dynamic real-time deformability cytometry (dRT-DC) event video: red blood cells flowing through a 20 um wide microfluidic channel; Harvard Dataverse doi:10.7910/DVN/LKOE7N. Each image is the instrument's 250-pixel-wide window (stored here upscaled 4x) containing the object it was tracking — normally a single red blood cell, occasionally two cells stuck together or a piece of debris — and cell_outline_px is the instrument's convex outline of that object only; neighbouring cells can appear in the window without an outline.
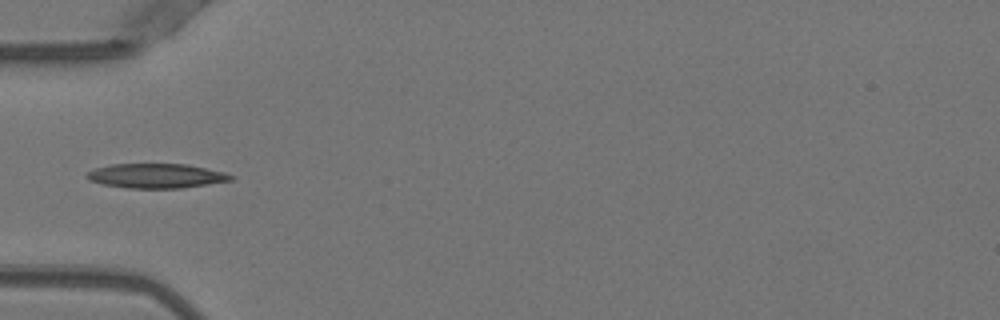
{"species": "Egyptian fruit bat (a non-hibernating species)", "species_latin": "Rousettus aegyptiacus", "temperature_condition": "warm", "stored_images_in_passage": 35, "camera_frame_rate_fps": 3000, "um_per_image_px": 0.085, "animal": {"sex": "female"}, "frame": {"image": 1, "passage_image": 1, "time_ms": 0.0, "image_size_px": [1000, 320], "cell_outline_px": [[236, 176], [232, 180], [208, 184], [180, 188], [128, 188], [104, 184], [88, 180], [84, 176], [88, 172], [96, 168], [112, 164], [188, 164], [224, 172]], "centroid_in_image_um": [13.29, 14.94], "position_along_channel_um": 71.7, "area_um2": 20.52}}
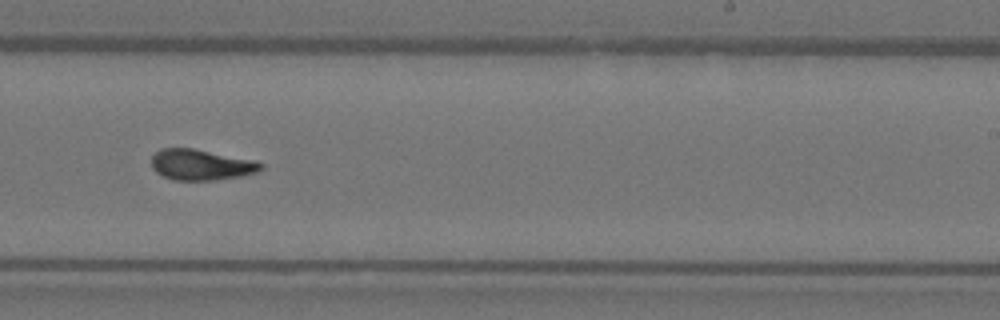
{"frame": {"image": 2, "passage_image": 16, "time_ms": 5.0, "image_size_px": [1000, 320], "cell_outline_px": [[264, 168], [260, 172], [240, 176], [216, 180], [172, 180], [156, 172], [152, 168], [152, 156], [160, 148], [192, 148], [256, 160], [264, 164]], "centroid_in_image_um": [17.13, 14.0], "position_along_channel_um": 271.9, "area_um2": 19.83}}
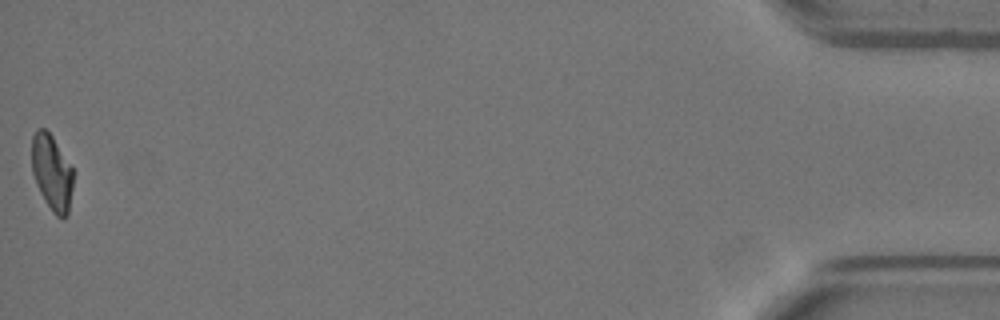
{"frame": {"image": 3, "passage_image": 35, "time_ms": 11.333, "image_size_px": [1000, 320], "cell_outline_px": [[72, 188], [68, 216], [64, 220], [56, 216], [52, 212], [40, 192], [36, 184], [32, 172], [32, 136], [36, 128], [44, 128], [52, 136], [72, 168]], "centroid_in_image_um": [4.4, 14.69], "position_along_channel_um": 430.8, "area_um2": 18.21}, "authors_computed_cell_mechanics": {"area_um2": 19.4786, "velocity_mm_per_s": 3.9861, "shape_relaxation_time_tau1_ms": 7.2245, "shape_relaxation_time_tau2_ms": 1.894, "deformation_change_tau1": 0.241, "deformation_change_tau2": 0.0836}}